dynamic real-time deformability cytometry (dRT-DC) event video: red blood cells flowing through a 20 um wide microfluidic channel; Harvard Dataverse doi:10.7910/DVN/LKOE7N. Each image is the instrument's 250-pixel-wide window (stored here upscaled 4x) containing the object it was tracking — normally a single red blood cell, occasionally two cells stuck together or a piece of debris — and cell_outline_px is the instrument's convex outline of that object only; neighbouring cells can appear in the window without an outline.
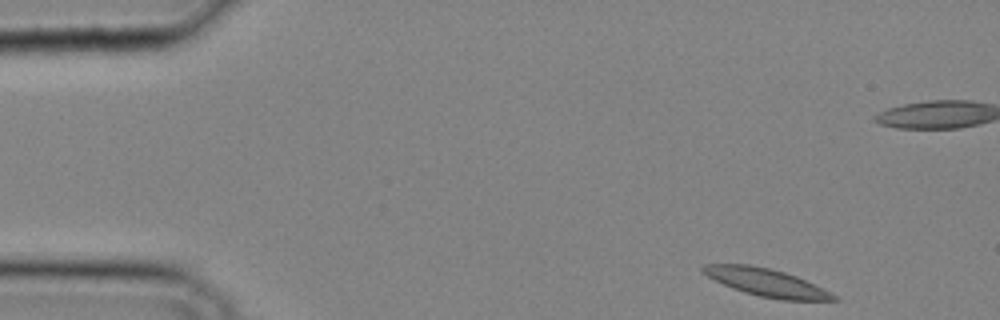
{"species": "common noctule bat (a hibernating species)", "species_latin": "Nyctalus noctula", "temperature_condition": "cold", "stored_images_in_passage": 28, "camera_frame_rate_fps": 3000, "um_per_image_px": 0.085, "animal": {"sex": "male", "body_mass_g": 20.4}, "frame": {"image": 1, "passage_image": 1, "time_ms": 0.0, "image_size_px": [1000, 320], "cell_outline_px": [[840, 300], [780, 300], [760, 296], [744, 292], [732, 288], [708, 276], [700, 268], [704, 264], [748, 264], [768, 268], [784, 272], [796, 276], [832, 292]], "centroid_in_image_um": [65.16, 24.01], "position_along_channel_um": 19.8, "area_um2": 20.87}}
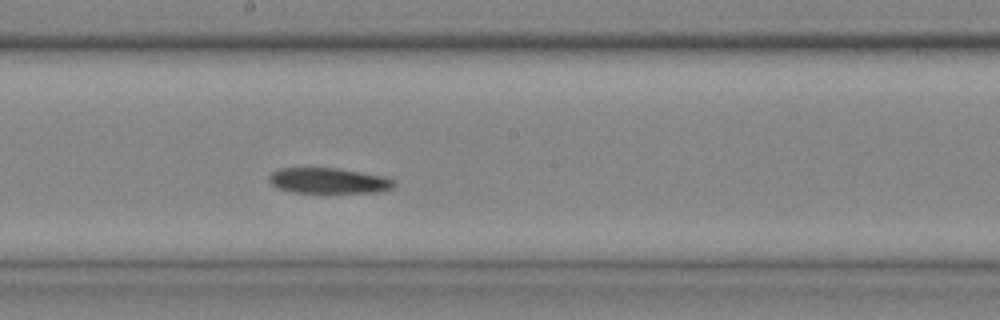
{"frame": {"image": 2, "passage_image": 17, "time_ms": 5.333, "image_size_px": [1000, 320], "cell_outline_px": [[396, 184], [392, 188], [384, 192], [292, 192], [276, 188], [268, 180], [268, 176], [272, 172], [280, 168], [336, 168], [384, 176], [396, 180]], "centroid_in_image_um": [27.94, 15.36], "position_along_channel_um": 220.3, "area_um2": 18.67}}
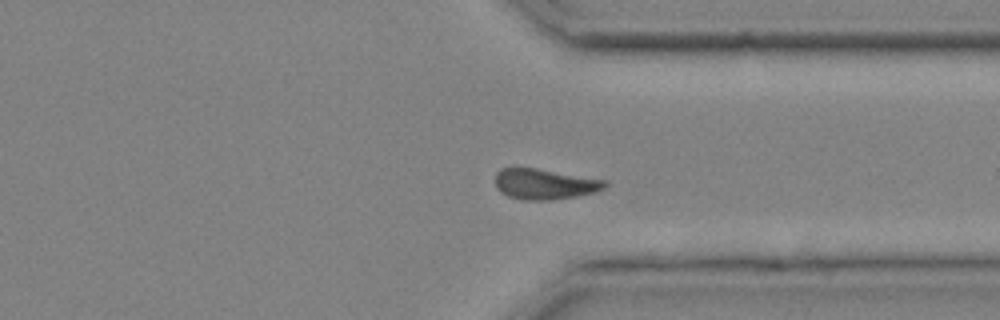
{"frame": {"image": 3, "passage_image": 25, "time_ms": 8.0, "image_size_px": [1000, 320], "cell_outline_px": [[608, 184], [604, 188], [596, 192], [576, 196], [552, 200], [524, 200], [508, 196], [500, 192], [496, 188], [496, 172], [500, 168], [536, 168], [608, 180]], "centroid_in_image_um": [46.31, 15.64], "position_along_channel_um": 365.1, "area_um2": 19.65}}